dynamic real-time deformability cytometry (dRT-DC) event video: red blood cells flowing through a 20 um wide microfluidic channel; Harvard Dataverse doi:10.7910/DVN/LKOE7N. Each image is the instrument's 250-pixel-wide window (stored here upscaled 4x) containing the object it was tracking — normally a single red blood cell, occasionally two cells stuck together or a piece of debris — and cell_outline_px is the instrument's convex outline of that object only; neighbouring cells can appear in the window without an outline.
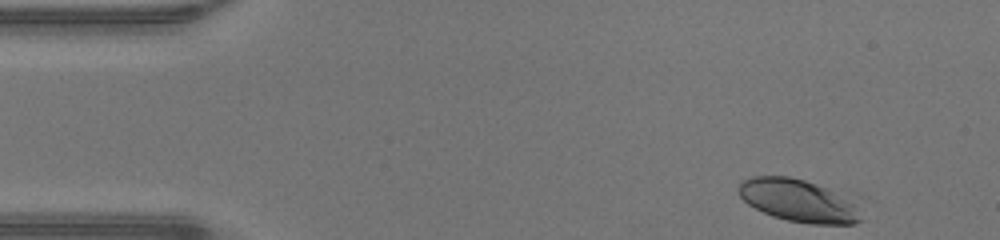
{"species": "human", "species_latin": "Homo sapiens", "temperature_condition": "warm", "stored_images_in_passage": 44, "camera_frame_rate_fps": 3000, "um_per_image_px": 0.085, "donor": {"sex": "male"}, "frame": {"image": 1, "passage_image": 1, "time_ms": 0.0, "image_size_px": [1000, 240], "cell_outline_px": [[864, 220], [852, 224], [812, 224], [788, 220], [772, 216], [748, 204], [740, 196], [736, 188], [744, 180], [752, 176], [788, 176], [804, 180], [828, 188], [852, 200]], "centroid_in_image_um": [67.86, 17.05], "position_along_channel_um": 17.1, "area_um2": 30.17}}
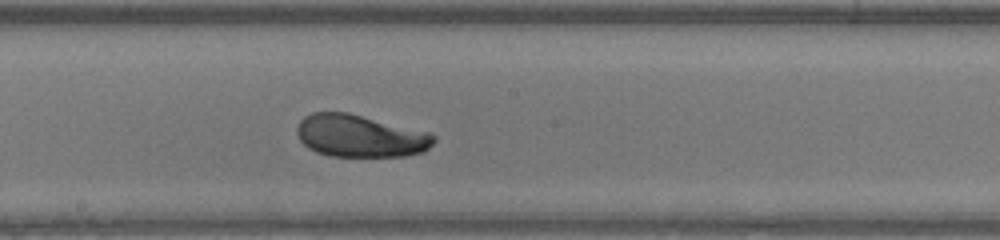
{"frame": {"image": 2, "passage_image": 22, "time_ms": 7.0, "image_size_px": [1000, 240], "cell_outline_px": [[436, 140], [424, 152], [408, 156], [332, 156], [316, 152], [308, 148], [300, 140], [296, 132], [296, 128], [300, 120], [304, 116], [312, 112], [348, 112], [428, 132], [436, 136]], "centroid_in_image_um": [30.6, 11.55], "position_along_channel_um": 217.6, "area_um2": 33.87}}
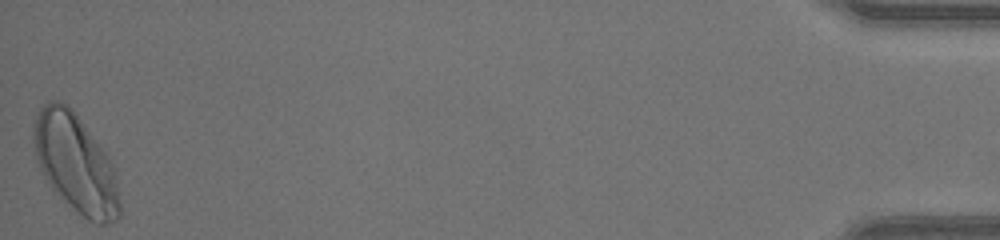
{"frame": {"image": 3, "passage_image": 44, "time_ms": 14.333, "image_size_px": [1000, 240], "cell_outline_px": [[120, 216], [116, 220], [108, 224], [96, 224], [88, 220], [56, 192], [52, 188], [44, 176], [36, 160], [32, 140], [32, 124], [40, 108], [48, 100], [60, 100], [68, 104], [108, 156], [116, 168], [120, 200]], "centroid_in_image_um": [6.42, 13.87], "position_along_channel_um": 428.8, "area_um2": 49.53}, "authors_computed_cell_mechanics": {"area_um2": 33.9864, "velocity_mm_per_s": 4.3236, "shape_relaxation_time_tau1_ms": 2.3431, "shape_relaxation_time_tau2_ms": null, "deformation_change_tau1": 0.1246, "deformation_change_tau2": null}}